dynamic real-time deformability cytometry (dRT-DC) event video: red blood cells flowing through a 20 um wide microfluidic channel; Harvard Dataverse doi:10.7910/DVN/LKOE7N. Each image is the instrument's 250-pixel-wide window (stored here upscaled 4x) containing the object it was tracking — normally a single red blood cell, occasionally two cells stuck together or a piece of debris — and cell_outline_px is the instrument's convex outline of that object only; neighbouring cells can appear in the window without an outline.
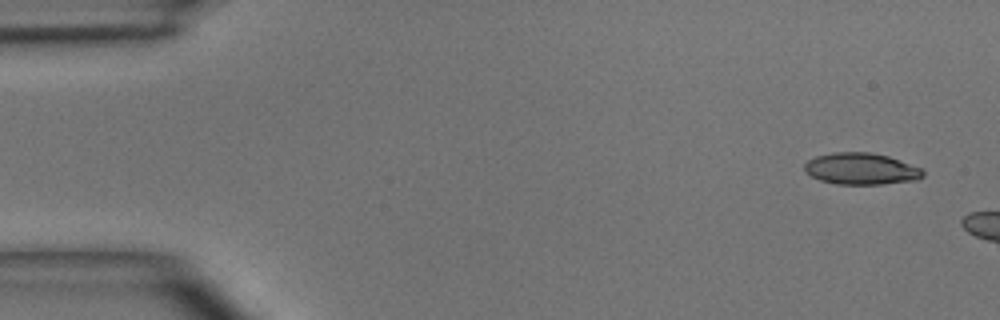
{"species": "common noctule bat (a hibernating species)", "species_latin": "Nyctalus noctula", "temperature_condition": "room temperature", "stored_images_in_passage": 3, "camera_frame_rate_fps": 3000, "um_per_image_px": 0.085, "animal": {"sex": "male", "body_mass_g": 15.6}, "frame": {"image": 1, "passage_image": 1, "time_ms": 0.0, "image_size_px": [1000, 320], "cell_outline_px": [[924, 176], [916, 180], [880, 184], [836, 184], [820, 180], [804, 172], [804, 164], [808, 160], [816, 156], [832, 152], [872, 152], [888, 156], [924, 168]], "centroid_in_image_um": [73.21, 14.34], "position_along_channel_um": 11.8, "area_um2": 22.02}}